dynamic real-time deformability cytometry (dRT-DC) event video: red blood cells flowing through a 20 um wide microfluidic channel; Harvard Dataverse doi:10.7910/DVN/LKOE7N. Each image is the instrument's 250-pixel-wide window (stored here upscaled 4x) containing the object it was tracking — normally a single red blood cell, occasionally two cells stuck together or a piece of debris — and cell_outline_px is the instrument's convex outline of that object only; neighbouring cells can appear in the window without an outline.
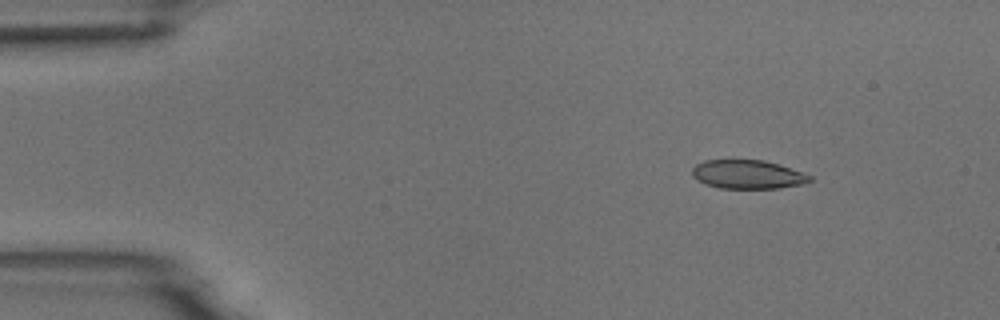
{"species": "common noctule bat (a hibernating species)", "species_latin": "Nyctalus noctula", "temperature_condition": "room temperature", "stored_images_in_passage": 48, "camera_frame_rate_fps": 3000, "um_per_image_px": 0.085, "animal": {"sex": "male", "body_mass_g": 18.8}, "frame": {"image": 1, "passage_image": 1, "time_ms": 0.0, "image_size_px": [1000, 320], "cell_outline_px": [[812, 180], [800, 184], [780, 188], [720, 188], [696, 180], [692, 176], [692, 168], [696, 164], [704, 160], [764, 160], [780, 164], [812, 176]], "centroid_in_image_um": [63.54, 14.82], "position_along_channel_um": 21.5, "area_um2": 19.65}}
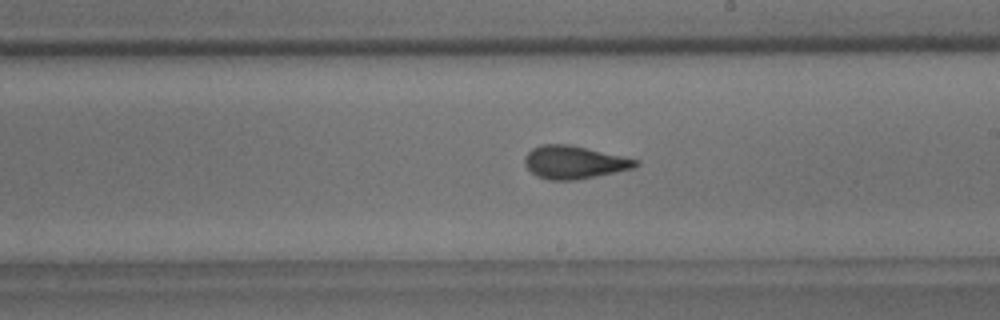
{"frame": {"image": 2, "passage_image": 25, "time_ms": 8.0, "image_size_px": [1000, 320], "cell_outline_px": [[640, 164], [632, 168], [616, 172], [576, 180], [548, 180], [536, 176], [524, 164], [524, 156], [532, 148], [540, 144], [568, 144], [640, 160]], "centroid_in_image_um": [48.77, 13.79], "position_along_channel_um": 240.2, "area_um2": 21.27}}
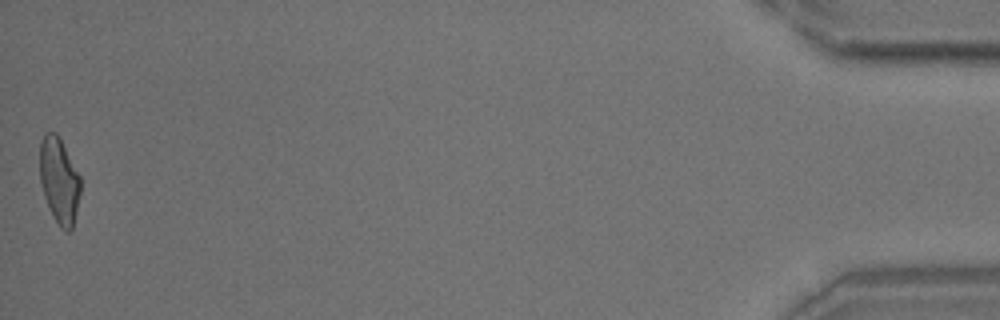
{"frame": {"image": 3, "passage_image": 48, "time_ms": 15.667, "image_size_px": [1000, 320], "cell_outline_px": [[80, 192], [76, 212], [72, 228], [68, 232], [64, 232], [60, 228], [52, 216], [44, 196], [40, 180], [40, 140], [44, 132], [56, 132], [80, 176]], "centroid_in_image_um": [5.01, 15.36], "position_along_channel_um": 430.2, "area_um2": 20.29}, "authors_computed_cell_mechanics": {"area_um2": 20.9236, "velocity_mm_per_s": 3.7273, "shape_relaxation_time_tau1_ms": 6.7916, "shape_relaxation_time_tau2_ms": 1.487, "deformation_change_tau1": 0.1854, "deformation_change_tau2": 0.0782}}